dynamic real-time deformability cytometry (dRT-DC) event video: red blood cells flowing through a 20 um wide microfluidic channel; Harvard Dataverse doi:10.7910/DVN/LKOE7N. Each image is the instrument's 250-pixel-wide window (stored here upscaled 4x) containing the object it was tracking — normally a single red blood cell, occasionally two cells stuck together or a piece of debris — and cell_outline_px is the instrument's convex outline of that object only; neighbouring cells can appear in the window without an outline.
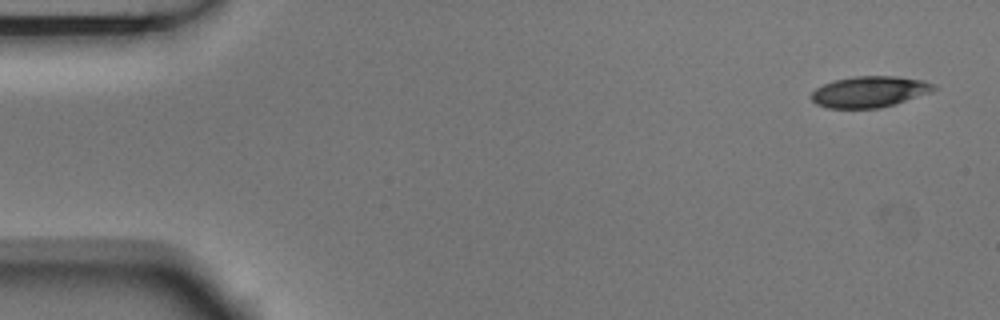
{"species": "Egyptian fruit bat (a non-hibernating species)", "species_latin": "Rousettus aegyptiacus", "temperature_condition": "room temperature", "stored_images_in_passage": 8, "camera_frame_rate_fps": 3000, "um_per_image_px": 0.085, "animal": {"sex": "male"}, "frame": {"image": 1, "passage_image": 1, "time_ms": 0.0, "image_size_px": [1000, 320], "cell_outline_px": [[936, 88], [932, 92], [880, 108], [828, 108], [816, 104], [812, 100], [812, 92], [816, 88], [832, 80], [852, 76], [896, 76], [924, 80], [936, 84]], "centroid_in_image_um": [73.92, 7.78], "position_along_channel_um": 11.1, "area_um2": 22.25}}
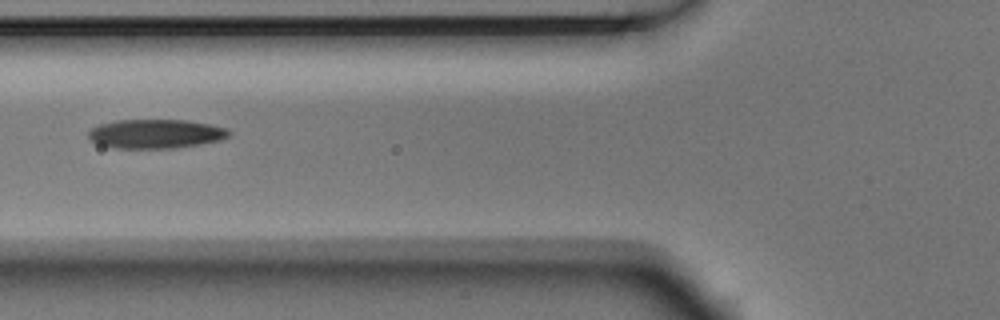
{"frame": {"image": 2, "passage_image": 6, "time_ms": 1.667, "image_size_px": [1000, 320], "cell_outline_px": [[232, 132], [228, 136], [220, 140], [200, 144], [176, 148], [112, 148], [100, 144], [92, 140], [88, 136], [88, 132], [92, 128], [100, 124], [120, 120], [184, 120], [208, 124], [228, 128]], "centroid_in_image_um": [13.26, 11.38], "position_along_channel_um": 112.5, "area_um2": 23.7}}
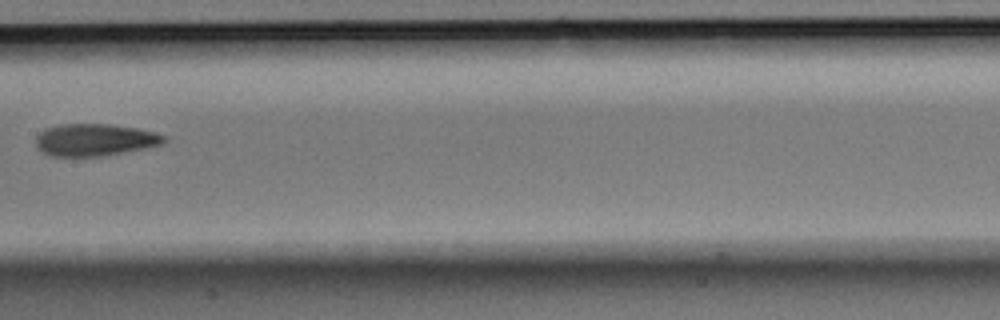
{"frame": {"image": 3, "passage_image": 8, "time_ms": 2.333, "image_size_px": [1000, 320], "cell_outline_px": [[168, 140], [160, 144], [144, 148], [104, 156], [48, 156], [40, 152], [36, 148], [36, 136], [40, 132], [48, 128], [64, 124], [108, 124], [136, 128], [156, 132], [164, 136]], "centroid_in_image_um": [8.02, 11.9], "position_along_channel_um": 199.4, "area_um2": 23.99}}